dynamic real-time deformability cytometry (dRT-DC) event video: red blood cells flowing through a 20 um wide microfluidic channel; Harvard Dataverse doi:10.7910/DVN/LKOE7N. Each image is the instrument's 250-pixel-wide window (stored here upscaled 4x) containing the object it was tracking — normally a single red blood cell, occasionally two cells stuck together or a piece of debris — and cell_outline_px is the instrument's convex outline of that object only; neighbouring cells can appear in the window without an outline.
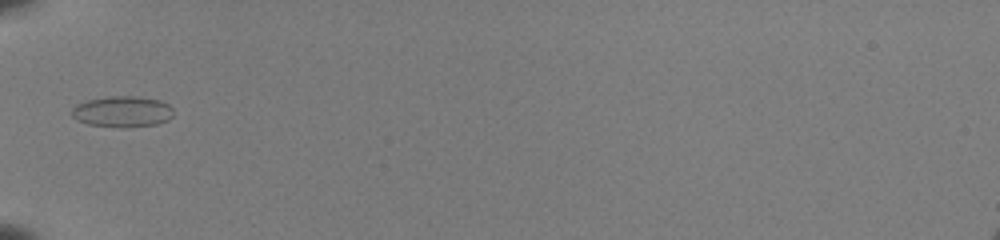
{"species": "common noctule bat (a hibernating species)", "species_latin": "Nyctalus noctula", "temperature_condition": "room temperature", "stored_images_in_passage": 33, "camera_frame_rate_fps": 3000, "um_per_image_px": 0.085, "animal": {"sex": "female", "body_mass_g": 22.0, "forearm_length_mm": 56.7}, "frame": {"image": 1, "passage_image": 1, "time_ms": 0.0, "image_size_px": [1000, 240], "cell_outline_px": [[172, 116], [168, 120], [156, 124], [88, 124], [76, 120], [72, 116], [72, 108], [76, 104], [88, 100], [108, 96], [136, 96], [160, 100], [168, 104], [172, 108]], "centroid_in_image_um": [10.39, 9.42], "position_along_channel_um": 74.6, "area_um2": 17.46}}
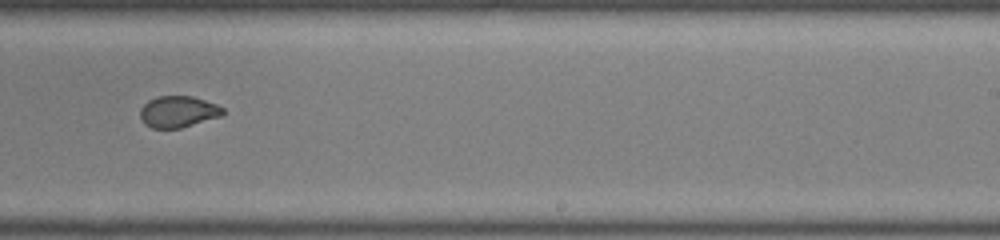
{"frame": {"image": 2, "passage_image": 16, "time_ms": 5.0, "image_size_px": [1000, 240], "cell_outline_px": [[224, 116], [180, 128], [152, 128], [144, 124], [140, 116], [140, 108], [148, 100], [156, 96], [192, 96], [216, 104], [224, 108]], "centroid_in_image_um": [15.15, 9.49], "position_along_channel_um": 273.8, "area_um2": 15.32}}
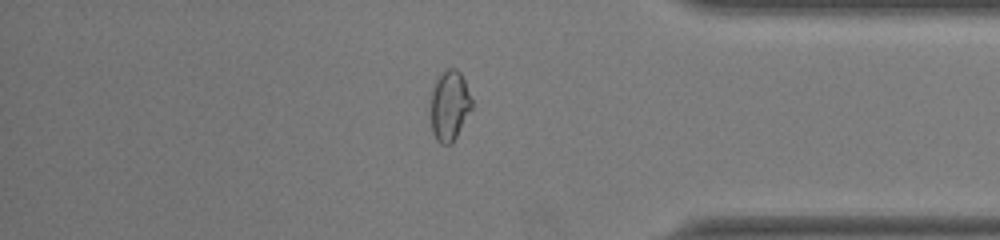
{"frame": {"image": 3, "passage_image": 26, "time_ms": 8.333, "image_size_px": [1000, 240], "cell_outline_px": [[472, 108], [452, 144], [440, 144], [436, 140], [432, 132], [428, 112], [432, 92], [436, 80], [440, 72], [448, 68], [456, 68], [460, 72], [464, 80], [472, 100]], "centroid_in_image_um": [38.16, 8.99], "position_along_channel_um": 397.0, "area_um2": 17.22}, "authors_computed_cell_mechanics": {"area_um2": 16.3574, "velocity_mm_per_s": 4.0335, "shape_relaxation_time_tau1_ms": null, "shape_relaxation_time_tau2_ms": 0.8792, "deformation_change_tau1": null, "deformation_change_tau2": 0.0551}}